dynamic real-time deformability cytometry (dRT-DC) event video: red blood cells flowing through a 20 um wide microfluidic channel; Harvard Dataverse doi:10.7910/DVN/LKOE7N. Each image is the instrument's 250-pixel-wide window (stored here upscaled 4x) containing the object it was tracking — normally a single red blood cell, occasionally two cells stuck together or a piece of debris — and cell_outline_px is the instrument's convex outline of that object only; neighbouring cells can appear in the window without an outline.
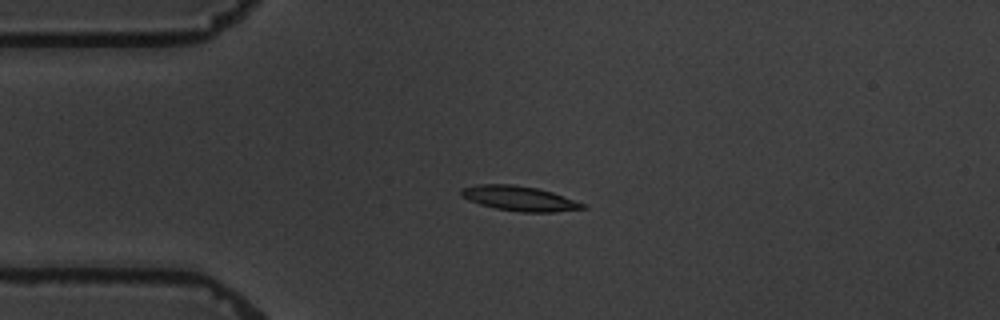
{"species": "common noctule bat (a hibernating species)", "species_latin": "Nyctalus noctula", "temperature_condition": "warm", "stored_images_in_passage": 4, "camera_frame_rate_fps": 3000, "um_per_image_px": 0.085, "animal": {"sex": "male", "body_mass_g": 19.5, "forearm_length_mm": 54.6}, "frame": {"image": 1, "passage_image": 3, "time_ms": 2.333, "image_size_px": [1000, 320], "cell_outline_px": [[588, 208], [552, 212], [520, 212], [496, 208], [480, 204], [468, 200], [460, 196], [460, 188], [476, 184], [512, 184], [536, 188], [552, 192], [588, 204]], "centroid_in_image_um": [44.15, 16.86], "position_along_channel_um": 40.8, "area_um2": 17.74}}